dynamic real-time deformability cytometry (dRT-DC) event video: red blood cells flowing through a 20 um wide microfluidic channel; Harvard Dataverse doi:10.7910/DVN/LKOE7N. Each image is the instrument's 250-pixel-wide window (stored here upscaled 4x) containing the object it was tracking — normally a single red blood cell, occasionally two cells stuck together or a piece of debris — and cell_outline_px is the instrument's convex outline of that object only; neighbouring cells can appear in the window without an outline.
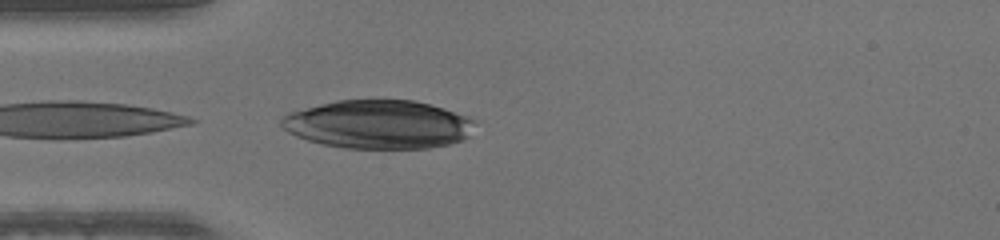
{"species": "human", "species_latin": "Homo sapiens", "temperature_condition": "warm", "stored_images_in_passage": 6, "camera_frame_rate_fps": 3000, "um_per_image_px": 0.085, "donor": {"sex": "male"}, "frame": {"image": 1, "passage_image": 6, "time_ms": 1.667, "image_size_px": [1000, 240], "cell_outline_px": [[480, 120], [468, 136], [460, 140], [448, 144], [428, 148], [344, 148], [324, 144], [308, 140], [296, 136], [288, 132], [280, 124], [280, 116], [288, 112], [336, 100], [412, 100], [444, 108]], "centroid_in_image_um": [32.17, 10.57], "position_along_channel_um": 52.8, "area_um2": 54.97}}